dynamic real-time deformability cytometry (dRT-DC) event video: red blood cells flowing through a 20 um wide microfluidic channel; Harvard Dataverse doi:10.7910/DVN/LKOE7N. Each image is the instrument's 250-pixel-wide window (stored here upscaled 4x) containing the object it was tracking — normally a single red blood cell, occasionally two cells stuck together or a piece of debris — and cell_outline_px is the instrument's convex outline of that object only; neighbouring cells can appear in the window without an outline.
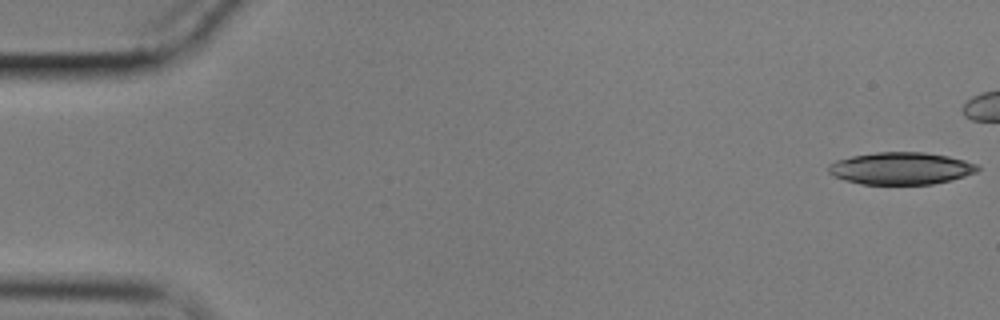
{"species": "common noctule bat (a hibernating species)", "species_latin": "Nyctalus noctula", "temperature_condition": "cold", "stored_images_in_passage": 47, "camera_frame_rate_fps": 3000, "um_per_image_px": 0.085, "animal": {"sex": "male", "body_mass_g": 17.9}, "frame": {"image": 1, "passage_image": 1, "time_ms": 0.0, "image_size_px": [1000, 320], "cell_outline_px": [[980, 168], [976, 172], [952, 180], [932, 184], [860, 184], [844, 180], [832, 176], [828, 172], [828, 164], [836, 160], [852, 156], [876, 152], [924, 152], [948, 156], [980, 164]], "centroid_in_image_um": [76.57, 14.31], "position_along_channel_um": 8.4, "area_um2": 28.21}}